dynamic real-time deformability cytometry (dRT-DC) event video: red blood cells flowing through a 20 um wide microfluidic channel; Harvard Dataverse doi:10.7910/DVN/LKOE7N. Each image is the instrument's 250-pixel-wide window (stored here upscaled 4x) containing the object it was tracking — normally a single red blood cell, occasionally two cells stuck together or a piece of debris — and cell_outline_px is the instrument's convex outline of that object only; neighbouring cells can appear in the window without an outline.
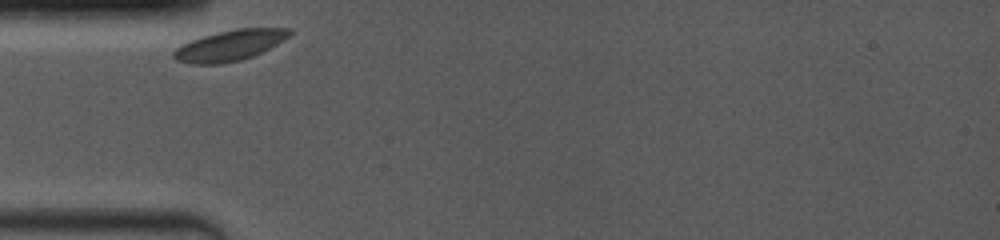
{"species": "common noctule bat (a hibernating species)", "species_latin": "Nyctalus noctula", "temperature_condition": "room temperature", "stored_images_in_passage": 30, "camera_frame_rate_fps": 4000, "um_per_image_px": 0.085, "animal": {"sex": "female", "body_mass_g": 19.0, "forearm_length_mm": 53.3}, "frame": {"image": 1, "passage_image": 1, "time_ms": 0.0, "image_size_px": [1000, 240], "cell_outline_px": [[292, 32], [284, 40], [252, 56], [240, 60], [220, 64], [188, 64], [176, 60], [172, 56], [172, 52], [180, 44], [204, 36], [236, 28], [292, 28]], "centroid_in_image_um": [19.49, 3.86], "position_along_channel_um": 65.5, "area_um2": 20.58}}
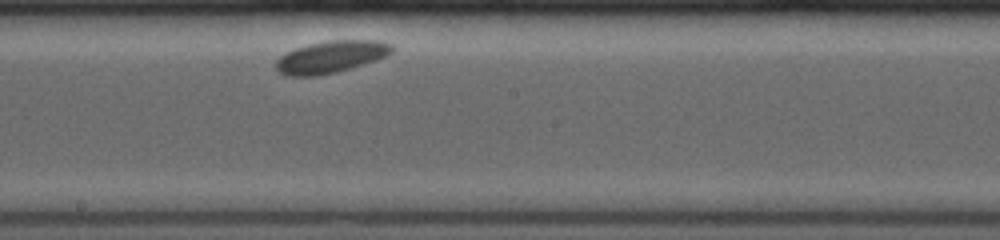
{"frame": {"image": 2, "passage_image": 18, "time_ms": 4.5, "image_size_px": [1000, 240], "cell_outline_px": [[392, 52], [384, 56], [336, 72], [320, 76], [284, 76], [276, 72], [276, 60], [280, 56], [296, 48], [308, 44], [332, 40], [380, 40], [392, 44]], "centroid_in_image_um": [28.06, 4.84], "position_along_channel_um": 220.1, "area_um2": 21.44}}
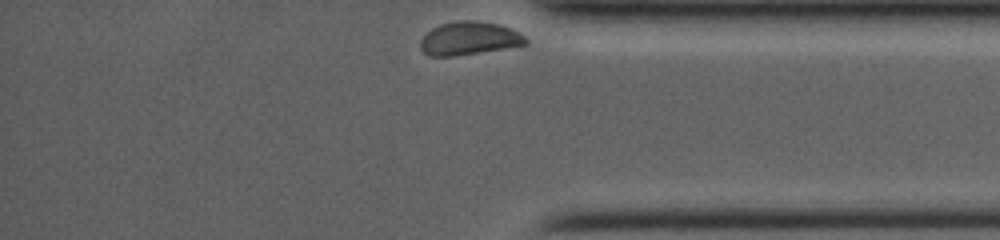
{"frame": {"image": 3, "passage_image": 30, "time_ms": 9.5, "image_size_px": [1000, 240], "cell_outline_px": [[528, 44], [504, 48], [452, 56], [428, 56], [420, 48], [420, 40], [432, 28], [440, 24], [460, 20], [476, 20], [500, 24], [512, 28], [520, 32], [528, 40]], "centroid_in_image_um": [39.89, 3.25], "position_along_channel_um": 395.3, "area_um2": 20.4}}